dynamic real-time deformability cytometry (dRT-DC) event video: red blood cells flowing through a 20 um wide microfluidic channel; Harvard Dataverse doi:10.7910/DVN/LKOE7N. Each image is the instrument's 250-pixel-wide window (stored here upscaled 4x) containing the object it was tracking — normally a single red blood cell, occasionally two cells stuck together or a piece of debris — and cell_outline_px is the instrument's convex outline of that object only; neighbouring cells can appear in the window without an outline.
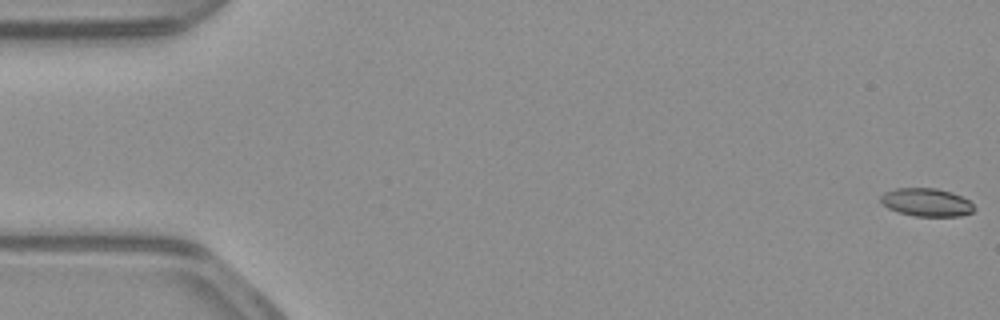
{"species": "common noctule bat (a hibernating species)", "species_latin": "Nyctalus noctula", "temperature_condition": "warm", "stored_images_in_passage": 55, "segment_of_instrument_passage": [1, 2], "camera_frame_rate_fps": 3000, "um_per_image_px": 0.085, "animal": {"sex": "male", "body_mass_g": 23.1, "forearm_length_mm": 52.7}, "frame": {"image": 1, "passage_image": 1, "time_ms": 0.0, "image_size_px": [1000, 320], "cell_outline_px": [[976, 208], [972, 212], [960, 216], [912, 216], [888, 208], [880, 204], [880, 196], [884, 192], [896, 188], [936, 188], [952, 192], [968, 200]], "centroid_in_image_um": [78.72, 17.19], "position_along_channel_um": 6.3, "area_um2": 15.37}}
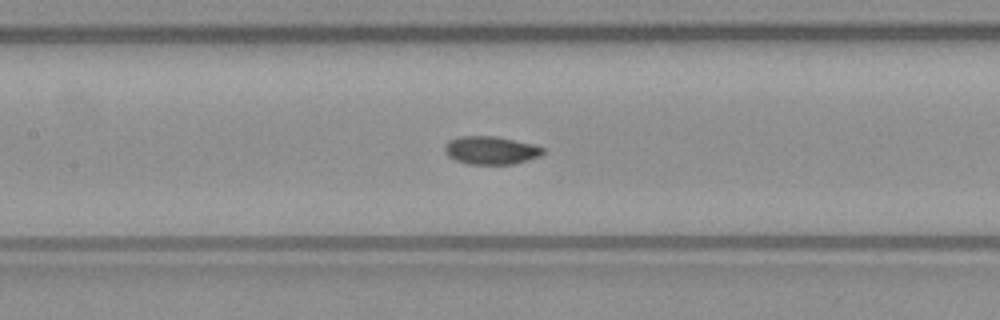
{"frame": {"image": 2, "passage_image": 25, "time_ms": 8.0, "image_size_px": [1000, 320], "cell_outline_px": [[544, 152], [540, 156], [516, 164], [468, 164], [456, 160], [448, 156], [444, 152], [444, 144], [448, 140], [460, 136], [496, 136], [532, 144], [544, 148]], "centroid_in_image_um": [41.7, 12.77], "position_along_channel_um": 165.7, "area_um2": 16.18}}
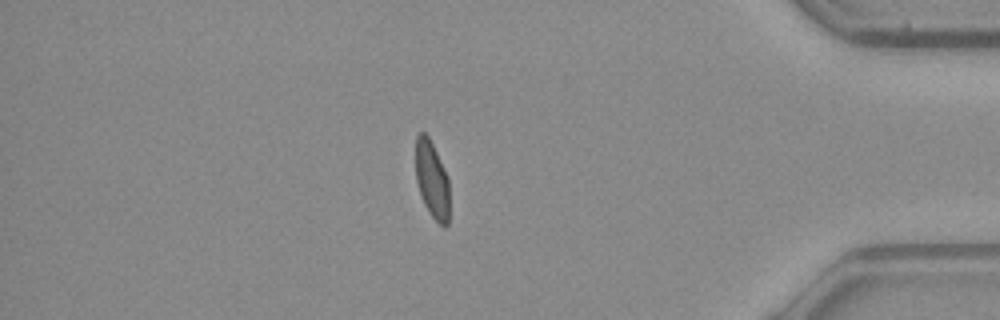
{"frame": {"image": 3, "passage_image": 46, "time_ms": 15.0, "image_size_px": [1000, 320], "cell_outline_px": [[448, 224], [444, 228], [428, 212], [424, 204], [416, 180], [416, 136], [420, 132], [424, 132], [428, 136], [448, 176]], "centroid_in_image_um": [36.71, 15.27], "position_along_channel_um": 398.5, "area_um2": 14.97}}